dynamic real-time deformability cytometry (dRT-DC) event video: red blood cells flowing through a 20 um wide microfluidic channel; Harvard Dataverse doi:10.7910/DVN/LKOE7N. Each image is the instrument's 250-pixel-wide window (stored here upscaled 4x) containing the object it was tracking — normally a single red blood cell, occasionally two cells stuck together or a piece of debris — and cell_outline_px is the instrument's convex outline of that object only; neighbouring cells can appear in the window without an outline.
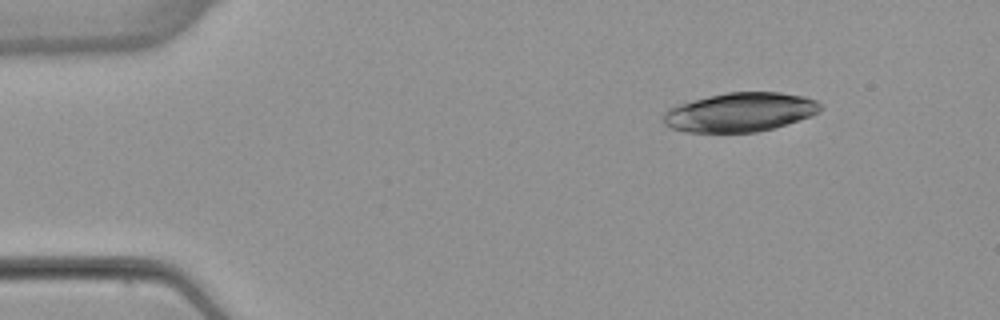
{"species": "common noctule bat (a hibernating species)", "species_latin": "Nyctalus noctula", "temperature_condition": "warm", "stored_images_in_passage": 52, "camera_frame_rate_fps": 3000, "um_per_image_px": 0.085, "animal": {"sex": "female", "body_mass_g": 22.7, "forearm_length_mm": 54.2}, "frame": {"image": 1, "passage_image": 7, "time_ms": 2.0, "image_size_px": [1000, 320], "cell_outline_px": [[820, 112], [812, 116], [772, 128], [756, 132], [684, 132], [672, 128], [664, 124], [664, 112], [668, 108], [680, 104], [708, 96], [728, 92], [780, 92], [804, 96], [816, 100], [820, 104]], "centroid_in_image_um": [62.91, 9.53], "position_along_channel_um": 22.1, "area_um2": 35.6}}